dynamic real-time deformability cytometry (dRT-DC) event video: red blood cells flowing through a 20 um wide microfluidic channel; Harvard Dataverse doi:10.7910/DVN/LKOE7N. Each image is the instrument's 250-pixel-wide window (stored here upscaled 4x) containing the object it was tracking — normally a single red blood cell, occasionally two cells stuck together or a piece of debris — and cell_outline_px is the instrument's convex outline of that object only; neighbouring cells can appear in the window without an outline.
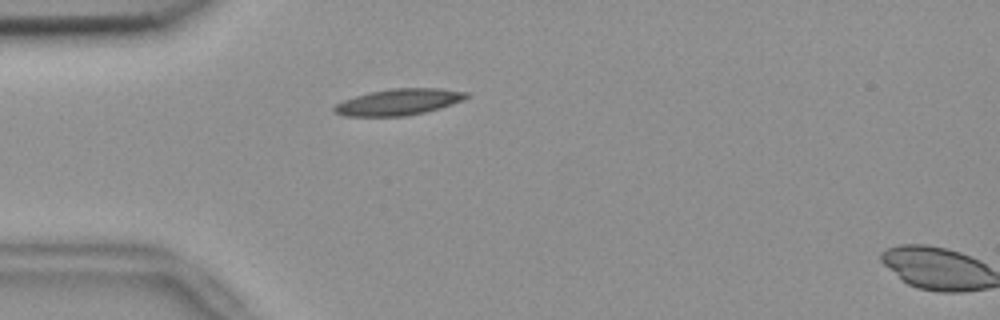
{"species": "common noctule bat (a hibernating species)", "species_latin": "Nyctalus noctula", "temperature_condition": "room temperature", "stored_images_in_passage": 9, "camera_frame_rate_fps": 3000, "um_per_image_px": 0.085, "animal": {"sex": "female", "body_mass_g": 18.4}, "frame": {"image": 1, "passage_image": 8, "time_ms": 2.333, "image_size_px": [1000, 320], "cell_outline_px": [[468, 96], [464, 100], [440, 108], [408, 116], [344, 116], [332, 112], [332, 108], [336, 104], [344, 100], [368, 92], [392, 88], [440, 88], [468, 92]], "centroid_in_image_um": [33.88, 8.67], "position_along_channel_um": 51.1, "area_um2": 20.35}}